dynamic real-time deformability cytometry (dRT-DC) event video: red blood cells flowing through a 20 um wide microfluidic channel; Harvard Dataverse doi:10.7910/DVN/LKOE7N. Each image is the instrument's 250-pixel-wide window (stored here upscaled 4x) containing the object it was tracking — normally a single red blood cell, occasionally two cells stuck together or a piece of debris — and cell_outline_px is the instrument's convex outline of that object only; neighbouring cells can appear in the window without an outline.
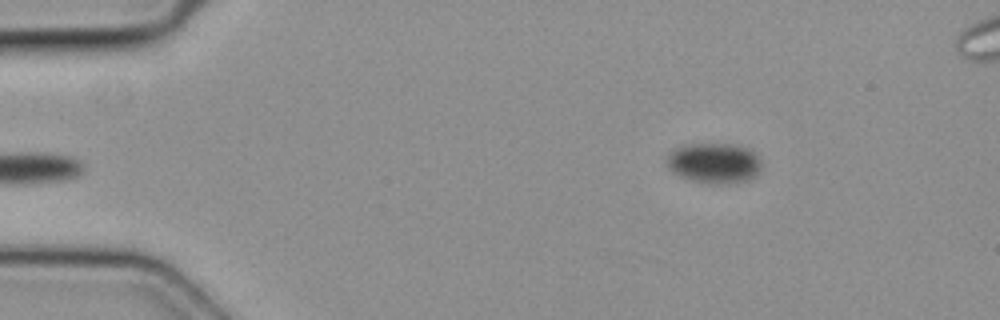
{"species": "common noctule bat (a hibernating species)", "species_latin": "Nyctalus noctula", "temperature_condition": "cold", "stored_images_in_passage": 8, "camera_frame_rate_fps": 3000, "um_per_image_px": 0.085, "animal": {"sex": "female", "body_mass_g": 19.3, "forearm_length_mm": 54.1}, "frame": {"image": 1, "passage_image": 1, "time_ms": 0.0, "image_size_px": [1000, 320], "cell_outline_px": [[760, 172], [756, 176], [748, 180], [732, 184], [708, 184], [688, 180], [672, 172], [664, 164], [664, 160], [668, 152], [684, 144], [736, 144], [748, 148], [756, 152], [760, 160]], "centroid_in_image_um": [60.67, 13.87], "position_along_channel_um": 24.3, "area_um2": 23.06}}
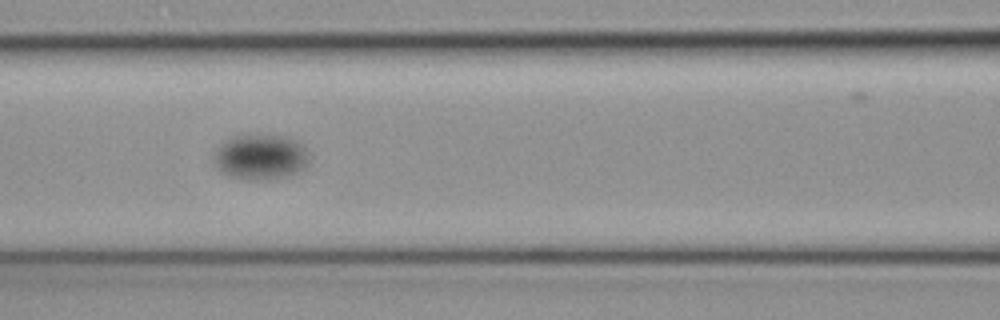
{"frame": {"image": 2, "passage_image": 7, "time_ms": 2.0, "image_size_px": [1000, 320], "cell_outline_px": [[312, 156], [308, 164], [304, 168], [296, 172], [284, 176], [264, 180], [248, 180], [232, 176], [220, 172], [216, 164], [216, 156], [220, 144], [236, 136], [288, 136], [304, 144]], "centroid_in_image_um": [22.25, 13.35], "position_along_channel_um": 144.3, "area_um2": 24.91}}
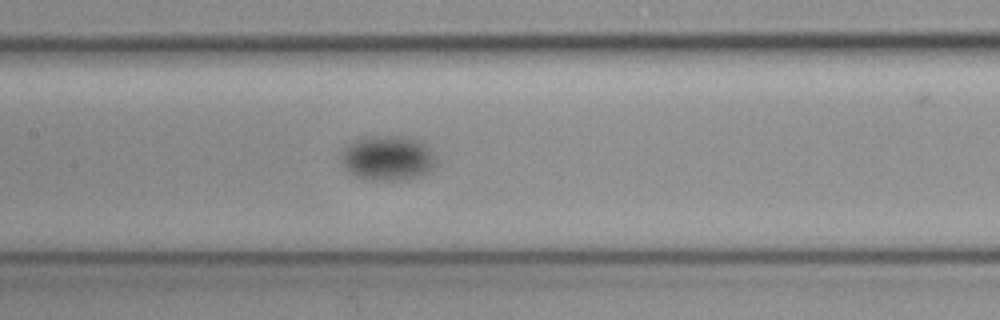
{"frame": {"image": 3, "passage_image": 8, "time_ms": 2.333, "image_size_px": [1000, 320], "cell_outline_px": [[436, 164], [432, 168], [416, 176], [404, 180], [372, 180], [356, 176], [344, 168], [340, 160], [340, 152], [352, 140], [364, 136], [408, 136], [424, 140], [432, 148], [436, 156]], "centroid_in_image_um": [32.96, 13.39], "position_along_channel_um": 174.4, "area_um2": 25.43}}